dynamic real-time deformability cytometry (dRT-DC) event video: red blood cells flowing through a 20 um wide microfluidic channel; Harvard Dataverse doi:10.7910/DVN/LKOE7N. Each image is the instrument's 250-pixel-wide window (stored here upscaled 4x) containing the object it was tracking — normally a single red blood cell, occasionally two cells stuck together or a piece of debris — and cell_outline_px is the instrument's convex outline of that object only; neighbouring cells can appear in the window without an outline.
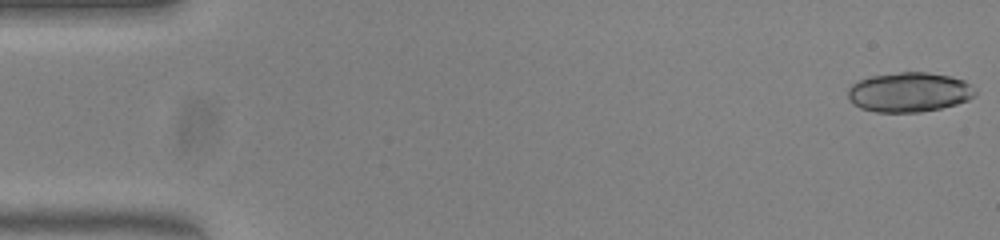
{"species": "common noctule bat (a hibernating species)", "species_latin": "Nyctalus noctula", "temperature_condition": "warm", "stored_images_in_passage": 18, "camera_frame_rate_fps": 3000, "um_per_image_px": 0.085, "animal": {"sex": "female", "body_mass_g": 23.0, "forearm_length_mm": 53.4}, "frame": {"image": 1, "passage_image": 1, "time_ms": 0.0, "image_size_px": [1000, 240], "cell_outline_px": [[976, 92], [968, 100], [956, 104], [940, 108], [920, 112], [876, 112], [860, 108], [852, 104], [848, 100], [848, 88], [852, 84], [860, 80], [872, 76], [900, 72], [928, 72], [952, 76], [964, 80]], "centroid_in_image_um": [77.24, 7.84], "position_along_channel_um": 7.8, "area_um2": 29.36}}
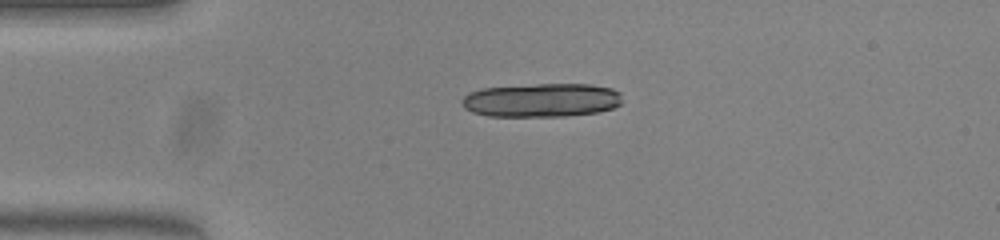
{"frame": {"image": 2, "passage_image": 12, "time_ms": 3.667, "image_size_px": [1000, 240], "cell_outline_px": [[620, 104], [612, 108], [596, 112], [564, 116], [488, 116], [472, 112], [464, 108], [460, 100], [468, 92], [484, 88], [536, 84], [592, 84], [612, 88], [620, 92]], "centroid_in_image_um": [46.0, 8.51], "position_along_channel_um": 39.0, "area_um2": 31.56}}